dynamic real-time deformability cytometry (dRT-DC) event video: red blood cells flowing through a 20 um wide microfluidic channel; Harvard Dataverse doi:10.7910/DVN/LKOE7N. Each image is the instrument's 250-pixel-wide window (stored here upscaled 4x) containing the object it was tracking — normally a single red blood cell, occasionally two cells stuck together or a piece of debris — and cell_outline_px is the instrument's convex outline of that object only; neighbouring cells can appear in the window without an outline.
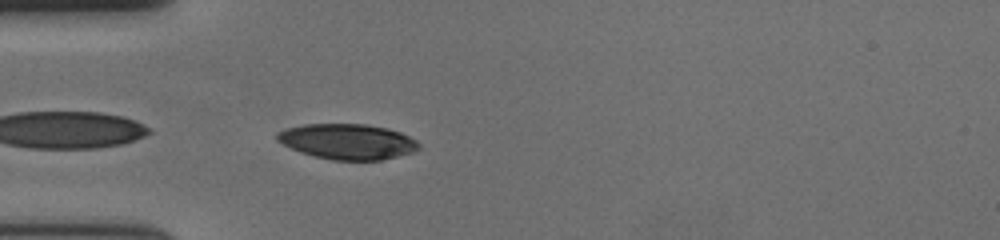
{"species": "human", "species_latin": "Homo sapiens", "temperature_condition": "cold", "stored_images_in_passage": 41, "camera_frame_rate_fps": 3000, "um_per_image_px": 0.085, "donor": {"sex": "female"}, "frame": {"image": 1, "passage_image": 1, "time_ms": 0.0, "image_size_px": [1000, 240], "cell_outline_px": [[420, 148], [412, 152], [380, 160], [332, 160], [300, 152], [276, 140], [276, 132], [284, 128], [304, 124], [368, 124], [388, 128], [400, 132], [416, 140], [420, 144]], "centroid_in_image_um": [29.52, 12.02], "position_along_channel_um": 55.5, "area_um2": 29.25}}
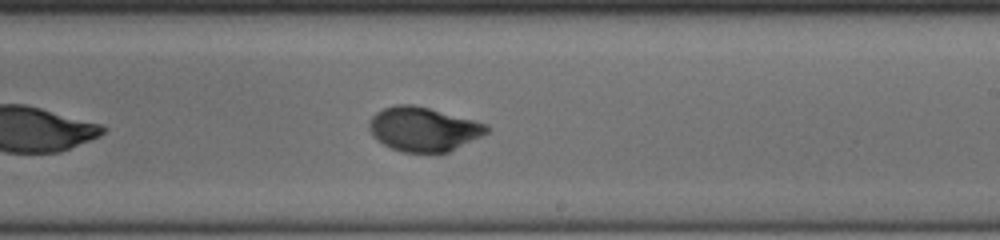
{"frame": {"image": 2, "passage_image": 18, "time_ms": 5.667, "image_size_px": [1000, 240], "cell_outline_px": [[488, 132], [448, 152], [404, 152], [392, 148], [376, 140], [372, 136], [368, 128], [368, 120], [376, 112], [384, 108], [396, 104], [412, 104], [428, 108], [472, 120], [484, 124], [488, 128]], "centroid_in_image_um": [35.9, 10.97], "position_along_channel_um": 253.1, "area_um2": 29.82}}
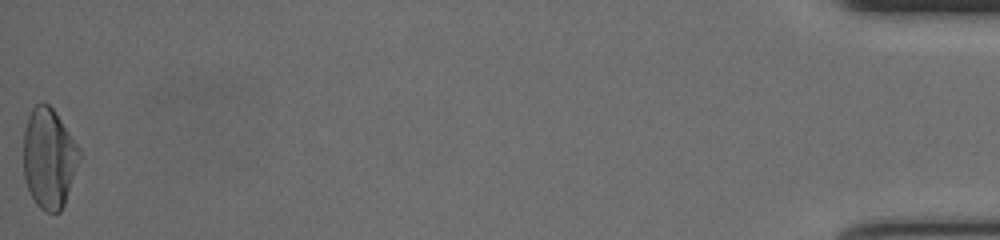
{"frame": {"image": 3, "passage_image": 41, "time_ms": 13.333, "image_size_px": [1000, 240], "cell_outline_px": [[80, 156], [64, 204], [60, 212], [44, 212], [36, 204], [28, 188], [24, 176], [24, 132], [28, 116], [32, 108], [40, 100], [44, 100], [52, 108], [80, 148]], "centroid_in_image_um": [4.14, 13.42], "position_along_channel_um": 431.1, "area_um2": 32.31}, "authors_computed_cell_mechanics": {"area_um2": 30.1716, "velocity_mm_per_s": 3.6282, "shape_relaxation_time_tau1_ms": 3.2781, "shape_relaxation_time_tau2_ms": null, "deformation_change_tau1": 0.1441, "deformation_change_tau2": null}}